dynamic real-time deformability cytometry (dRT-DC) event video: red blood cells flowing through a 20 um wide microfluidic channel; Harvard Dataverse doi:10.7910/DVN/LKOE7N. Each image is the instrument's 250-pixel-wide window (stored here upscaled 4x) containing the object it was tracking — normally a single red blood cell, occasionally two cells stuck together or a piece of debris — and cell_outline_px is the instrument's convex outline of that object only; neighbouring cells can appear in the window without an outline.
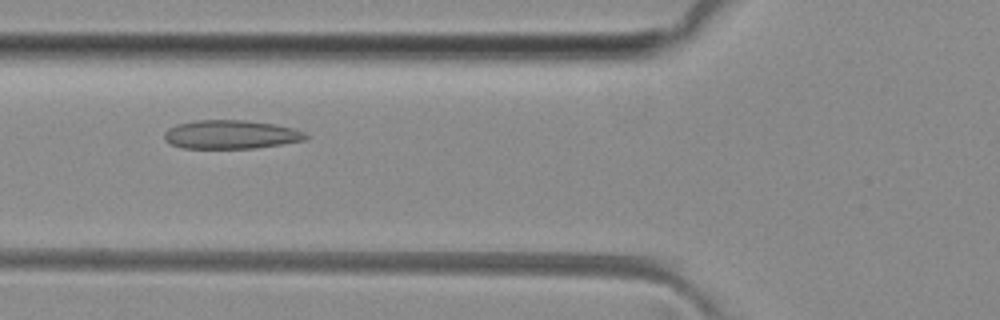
{"species": "common noctule bat (a hibernating species)", "species_latin": "Nyctalus noctula", "temperature_condition": "room temperature", "stored_images_in_passage": 51, "camera_frame_rate_fps": 3000, "um_per_image_px": 0.085, "animal": {"sex": "female", "body_mass_g": 29.2, "forearm_length_mm": 56.3}, "frame": {"image": 1, "passage_image": 19, "time_ms": 6.0, "image_size_px": [1000, 320], "cell_outline_px": [[308, 140], [256, 148], [180, 148], [164, 140], [164, 132], [168, 128], [176, 124], [196, 120], [248, 120], [276, 124], [296, 128], [304, 132], [308, 136]], "centroid_in_image_um": [19.65, 11.43], "position_along_channel_um": 106.1, "area_um2": 23.99}}
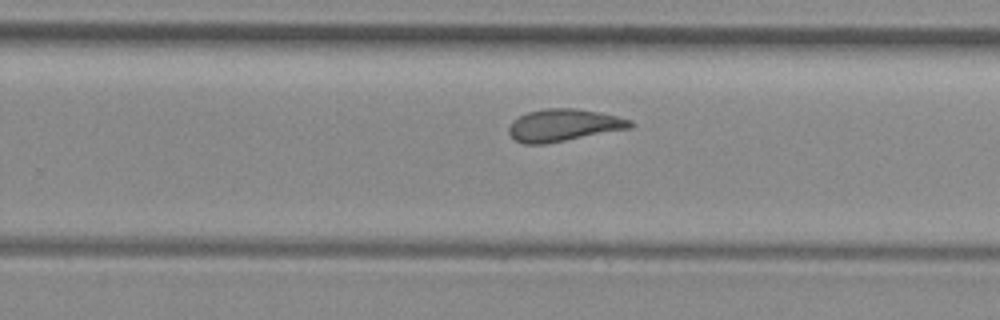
{"frame": {"image": 2, "passage_image": 32, "time_ms": 10.333, "image_size_px": [1000, 320], "cell_outline_px": [[636, 124], [632, 128], [544, 144], [524, 144], [516, 140], [508, 132], [508, 128], [512, 120], [528, 112], [544, 108], [576, 108], [600, 112], [632, 120]], "centroid_in_image_um": [47.93, 10.63], "position_along_channel_um": 281.9, "area_um2": 22.89}}
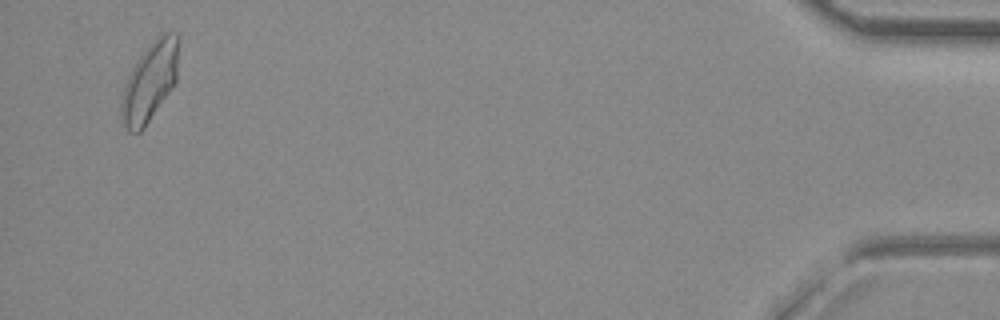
{"frame": {"image": 3, "passage_image": 49, "time_ms": 16.0, "image_size_px": [1000, 320], "cell_outline_px": [[180, 40], [176, 84], [144, 128], [140, 132], [128, 132], [120, 120], [120, 104], [124, 84], [136, 60], [152, 40], [160, 32], [176, 32], [180, 36]], "centroid_in_image_um": [12.75, 6.91], "position_along_channel_um": 422.4, "area_um2": 27.28}, "authors_computed_cell_mechanics": {"area_um2": 23.698, "velocity_mm_per_s": 4.0636, "shape_relaxation_time_tau1_ms": null, "shape_relaxation_time_tau2_ms": 1.9442, "deformation_change_tau1": null, "deformation_change_tau2": 0.0819}}